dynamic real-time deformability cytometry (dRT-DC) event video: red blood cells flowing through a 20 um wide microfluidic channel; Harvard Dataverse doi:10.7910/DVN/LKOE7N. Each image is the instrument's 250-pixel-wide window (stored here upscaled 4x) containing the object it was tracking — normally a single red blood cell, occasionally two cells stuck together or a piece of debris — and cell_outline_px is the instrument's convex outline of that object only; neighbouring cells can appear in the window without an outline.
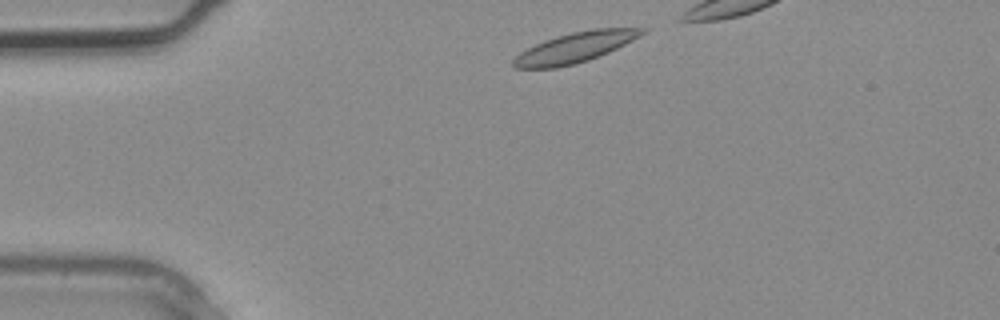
{"species": "common noctule bat (a hibernating species)", "species_latin": "Nyctalus noctula", "temperature_condition": "warm", "stored_images_in_passage": 4, "camera_frame_rate_fps": 3000, "um_per_image_px": 0.085, "animal": {"sex": "male", "body_mass_g": 20.4}, "frame": {"image": 1, "passage_image": 1, "time_ms": 0.0, "image_size_px": [1000, 320], "cell_outline_px": [[648, 28], [640, 36], [600, 56], [588, 60], [556, 68], [512, 68], [512, 60], [520, 52], [536, 44], [556, 36], [572, 32], [592, 28]], "centroid_in_image_um": [48.85, 4.03], "position_along_channel_um": 36.2, "area_um2": 22.43}}